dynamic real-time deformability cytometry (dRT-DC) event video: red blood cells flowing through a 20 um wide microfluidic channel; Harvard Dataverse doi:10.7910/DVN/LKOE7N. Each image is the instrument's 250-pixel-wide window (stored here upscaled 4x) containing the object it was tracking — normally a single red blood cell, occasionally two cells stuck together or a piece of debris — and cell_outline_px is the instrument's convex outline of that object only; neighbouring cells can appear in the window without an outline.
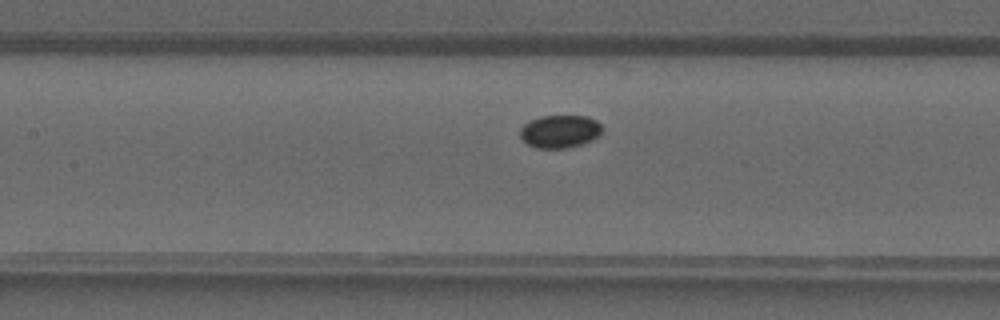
{"species": "common noctule bat (a hibernating species)", "species_latin": "Nyctalus noctula", "temperature_condition": "warm", "stored_images_in_passage": 34, "camera_frame_rate_fps": 3000, "um_per_image_px": 0.085, "animal": {"sex": "male", "forearm_length_mm": 52.5}, "frame": {"image": 1, "passage_image": 12, "time_ms": 3.667, "image_size_px": [1000, 320], "cell_outline_px": [[604, 132], [600, 136], [592, 140], [568, 148], [536, 148], [528, 144], [520, 136], [520, 128], [528, 120], [540, 116], [588, 116], [596, 120], [604, 128]], "centroid_in_image_um": [47.62, 11.16], "position_along_channel_um": 159.8, "area_um2": 15.95}}
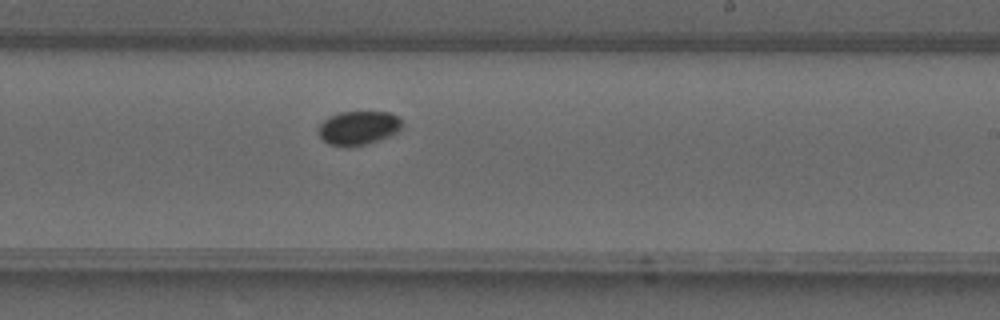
{"frame": {"image": 2, "passage_image": 18, "time_ms": 5.667, "image_size_px": [1000, 320], "cell_outline_px": [[404, 128], [388, 136], [368, 144], [348, 148], [344, 148], [328, 144], [316, 132], [316, 128], [328, 116], [340, 112], [388, 112], [396, 116], [404, 124]], "centroid_in_image_um": [30.43, 10.89], "position_along_channel_um": 258.6, "area_um2": 16.88}}
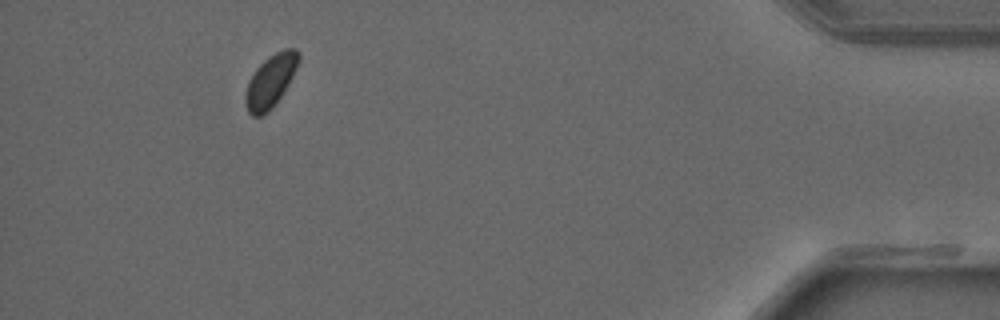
{"frame": {"image": 3, "passage_image": 31, "time_ms": 10.0, "image_size_px": [1000, 320], "cell_outline_px": [[300, 60], [288, 84], [272, 108], [264, 116], [252, 116], [248, 112], [244, 104], [244, 92], [248, 80], [256, 68], [268, 56], [284, 48], [296, 48], [300, 52]], "centroid_in_image_um": [22.97, 6.89], "position_along_channel_um": 412.2, "area_um2": 16.53}}